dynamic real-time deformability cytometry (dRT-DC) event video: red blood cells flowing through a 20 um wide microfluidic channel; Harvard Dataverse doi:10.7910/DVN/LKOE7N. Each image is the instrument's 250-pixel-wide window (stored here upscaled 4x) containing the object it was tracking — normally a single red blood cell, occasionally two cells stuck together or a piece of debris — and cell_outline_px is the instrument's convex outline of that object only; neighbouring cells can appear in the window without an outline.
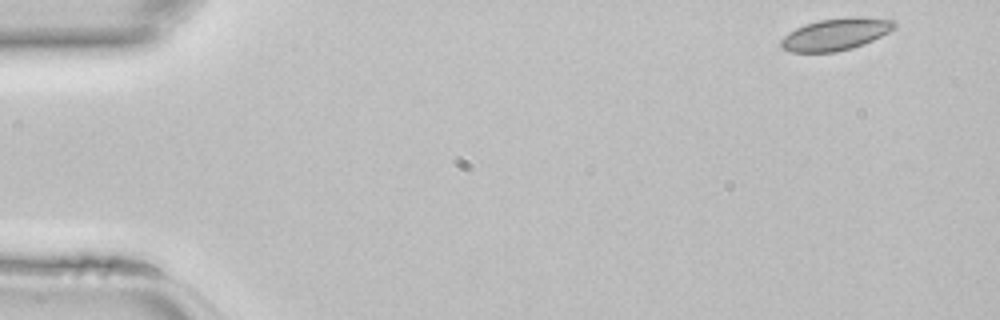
{"species": "common noctule bat (a hibernating species)", "species_latin": "Nyctalus noctula", "temperature_condition": "room temperature", "stored_images_in_passage": 43, "camera_frame_rate_fps": 3000, "um_per_image_px": 0.085, "animal": {"sex": "female", "body_mass_g": 22.7, "forearm_length_mm": 54.2}, "frame": {"image": 1, "passage_image": 1, "time_ms": 0.0, "image_size_px": [1000, 320], "cell_outline_px": [[896, 28], [864, 44], [852, 48], [836, 52], [792, 52], [784, 48], [780, 44], [780, 40], [788, 32], [804, 24], [820, 20], [848, 16], [860, 16], [896, 20]], "centroid_in_image_um": [71.06, 2.89], "position_along_channel_um": 13.9, "area_um2": 21.27}}
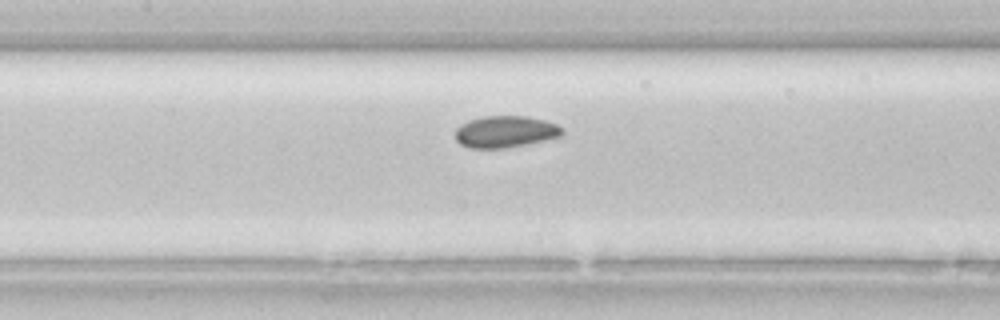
{"frame": {"image": 2, "passage_image": 19, "time_ms": 6.0, "image_size_px": [1000, 320], "cell_outline_px": [[564, 132], [560, 136], [528, 144], [508, 148], [468, 148], [460, 144], [456, 140], [456, 128], [460, 124], [468, 120], [484, 116], [528, 116], [544, 120], [556, 124], [564, 128]], "centroid_in_image_um": [42.95, 11.19], "position_along_channel_um": 164.5, "area_um2": 19.94}}
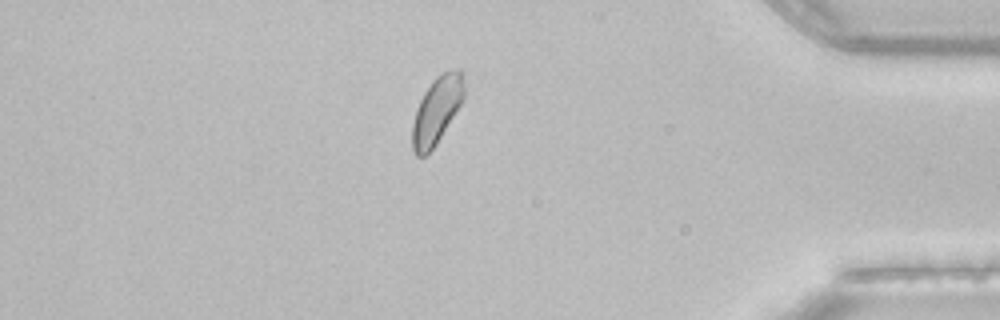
{"frame": {"image": 3, "passage_image": 37, "time_ms": 12.0, "image_size_px": [1000, 320], "cell_outline_px": [[464, 96], [460, 104], [436, 144], [424, 156], [416, 156], [412, 148], [412, 124], [416, 108], [424, 92], [432, 80], [436, 76], [444, 72], [456, 68], [460, 68], [464, 72]], "centroid_in_image_um": [37.12, 9.33], "position_along_channel_um": 398.1, "area_um2": 20.11}}